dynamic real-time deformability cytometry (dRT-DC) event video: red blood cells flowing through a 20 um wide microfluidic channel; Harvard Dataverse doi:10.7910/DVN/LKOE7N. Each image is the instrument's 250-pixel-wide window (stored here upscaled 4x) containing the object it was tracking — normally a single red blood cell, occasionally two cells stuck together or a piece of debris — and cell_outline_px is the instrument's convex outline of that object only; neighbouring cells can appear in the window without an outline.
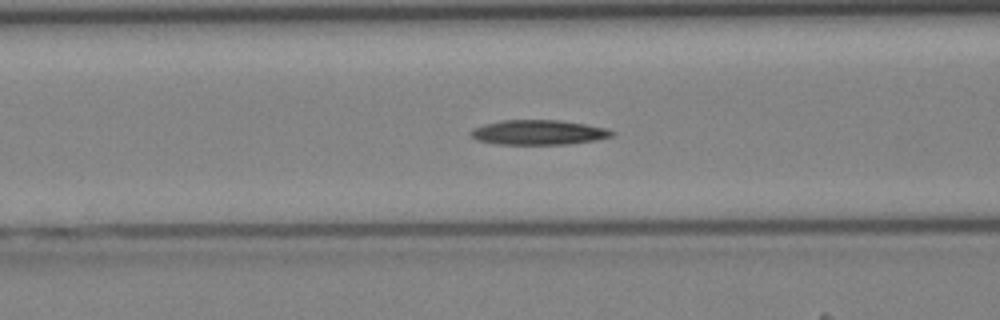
{"species": "Egyptian fruit bat (a non-hibernating species)", "species_latin": "Rousettus aegyptiacus", "temperature_condition": "cold", "stored_images_in_passage": 31, "camera_frame_rate_fps": 3000, "um_per_image_px": 0.085, "animal": {"sex": "female"}, "frame": {"image": 1, "passage_image": 11, "time_ms": 3.333, "image_size_px": [1000, 320], "cell_outline_px": [[616, 132], [612, 136], [596, 140], [568, 144], [496, 144], [476, 140], [468, 132], [472, 128], [484, 124], [500, 120], [556, 120], [584, 124], [604, 128]], "centroid_in_image_um": [45.72, 11.25], "position_along_channel_um": 120.9, "area_um2": 20.35}}
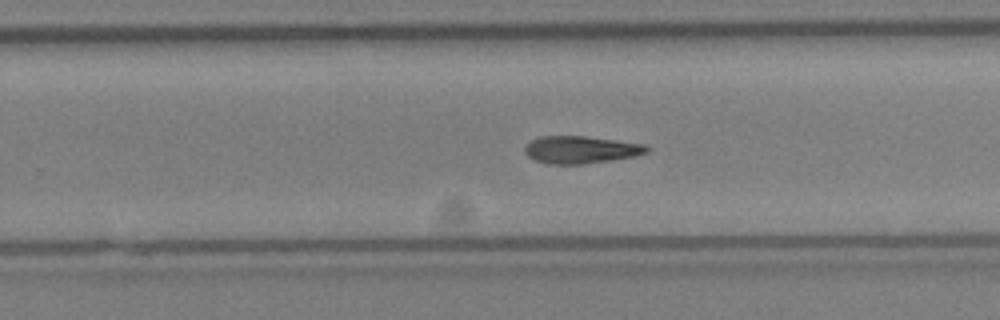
{"frame": {"image": 2, "passage_image": 21, "time_ms": 6.667, "image_size_px": [1000, 320], "cell_outline_px": [[648, 152], [636, 156], [612, 160], [580, 164], [548, 164], [536, 160], [528, 156], [524, 152], [524, 148], [532, 140], [540, 136], [584, 136], [644, 144], [648, 148]], "centroid_in_image_um": [49.36, 12.73], "position_along_channel_um": 280.4, "area_um2": 19.31}}
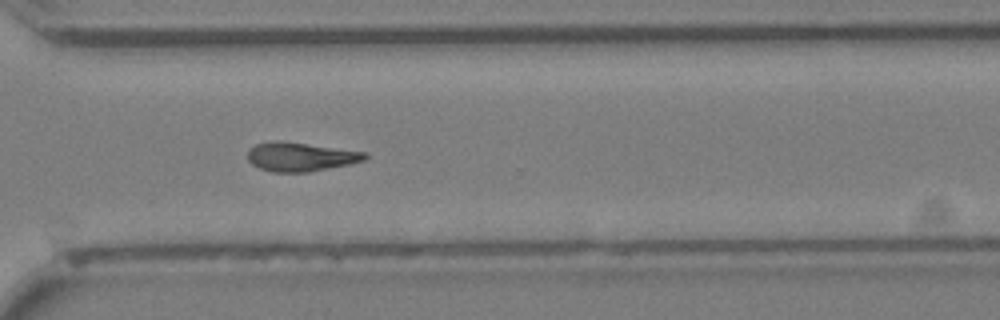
{"frame": {"image": 3, "passage_image": 25, "time_ms": 8.0, "image_size_px": [1000, 320], "cell_outline_px": [[368, 156], [364, 160], [348, 164], [308, 172], [272, 172], [260, 168], [252, 164], [248, 160], [248, 148], [256, 144], [304, 144], [368, 152]], "centroid_in_image_um": [25.58, 13.37], "position_along_channel_um": 345.0, "area_um2": 18.79}}